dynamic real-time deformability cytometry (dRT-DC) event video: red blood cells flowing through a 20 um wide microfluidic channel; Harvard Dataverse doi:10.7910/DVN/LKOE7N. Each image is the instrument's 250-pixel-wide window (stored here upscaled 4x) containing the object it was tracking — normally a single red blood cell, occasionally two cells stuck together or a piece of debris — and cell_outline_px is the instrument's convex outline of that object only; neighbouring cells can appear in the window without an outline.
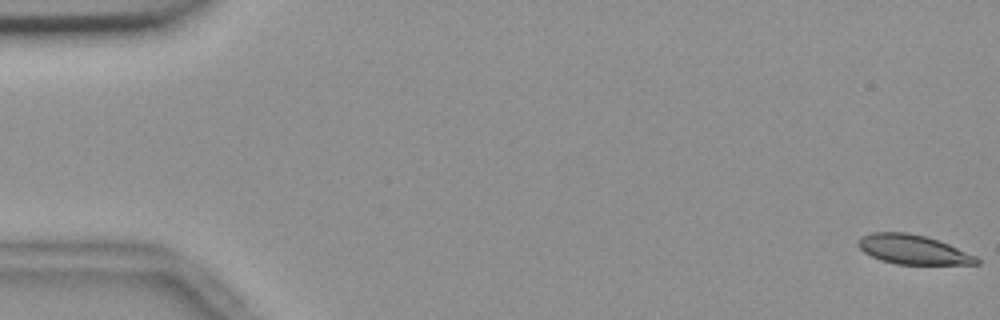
{"species": "common noctule bat (a hibernating species)", "species_latin": "Nyctalus noctula", "temperature_condition": "room temperature", "stored_images_in_passage": 56, "camera_frame_rate_fps": 3000, "um_per_image_px": 0.085, "animal": {"sex": "female", "body_mass_g": 18.4}, "frame": {"image": 1, "passage_image": 1, "time_ms": 0.0, "image_size_px": [1000, 320], "cell_outline_px": [[980, 264], [896, 264], [880, 260], [864, 252], [856, 244], [856, 240], [860, 236], [872, 232], [908, 232], [924, 236], [948, 244], [976, 256], [980, 260]], "centroid_in_image_um": [77.55, 21.2], "position_along_channel_um": 7.4, "area_um2": 20.23}}
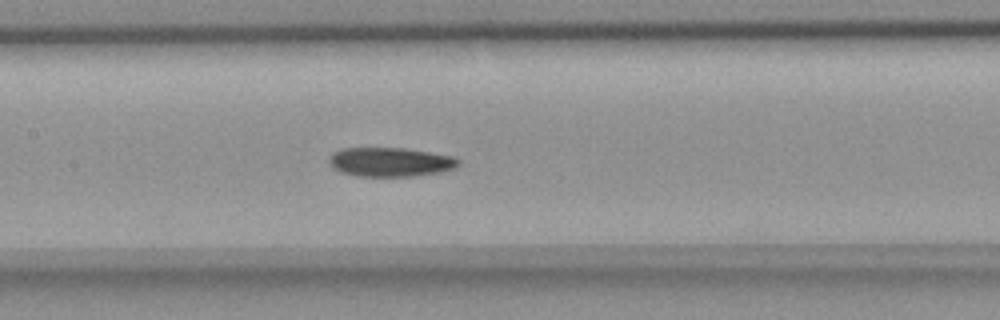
{"frame": {"image": 2, "passage_image": 27, "time_ms": 8.667, "image_size_px": [1000, 320], "cell_outline_px": [[460, 164], [456, 168], [440, 172], [412, 176], [356, 176], [340, 172], [328, 160], [332, 152], [340, 148], [404, 148], [456, 156], [460, 160]], "centroid_in_image_um": [33.22, 13.76], "position_along_channel_um": 174.2, "area_um2": 22.08}}
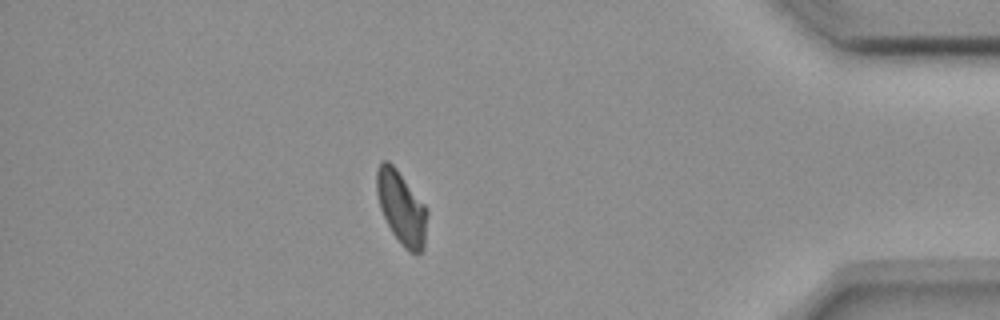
{"frame": {"image": 3, "passage_image": 49, "time_ms": 16.0, "image_size_px": [1000, 320], "cell_outline_px": [[428, 212], [424, 248], [420, 252], [408, 252], [404, 248], [392, 232], [380, 208], [376, 192], [376, 172], [380, 164], [384, 160], [388, 160], [396, 168], [428, 208]], "centroid_in_image_um": [34.13, 17.65], "position_along_channel_um": 401.1, "area_um2": 21.5}, "authors_computed_cell_mechanics": {"area_um2": 22.0507, "velocity_mm_per_s": 3.6478, "shape_relaxation_time_tau1_ms": 5.9344, "shape_relaxation_time_tau2_ms": 6.5346, "deformation_change_tau1": 0.139, "deformation_change_tau2": 0.104}}